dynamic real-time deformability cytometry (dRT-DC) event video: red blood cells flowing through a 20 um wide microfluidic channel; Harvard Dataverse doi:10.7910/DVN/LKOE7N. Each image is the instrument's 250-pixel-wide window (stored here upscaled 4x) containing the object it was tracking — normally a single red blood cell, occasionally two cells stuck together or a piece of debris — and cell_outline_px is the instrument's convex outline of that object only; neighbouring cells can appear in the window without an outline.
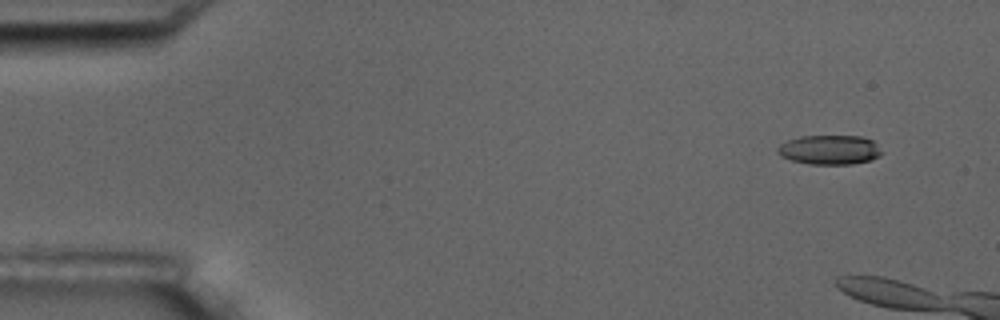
{"species": "common noctule bat (a hibernating species)", "species_latin": "Nyctalus noctula", "temperature_condition": "room temperature", "stored_images_in_passage": 4, "camera_frame_rate_fps": 3000, "um_per_image_px": 0.085, "animal": {"sex": "male", "body_mass_g": 17.5, "forearm_length_mm": 52.3}, "frame": {"image": 1, "passage_image": 1, "time_ms": 0.0, "image_size_px": [1000, 320], "cell_outline_px": [[884, 152], [880, 156], [872, 160], [852, 164], [808, 164], [792, 160], [780, 156], [776, 148], [780, 144], [788, 140], [800, 136], [864, 136], [872, 140]], "centroid_in_image_um": [70.54, 12.73], "position_along_channel_um": 14.5, "area_um2": 18.03}}